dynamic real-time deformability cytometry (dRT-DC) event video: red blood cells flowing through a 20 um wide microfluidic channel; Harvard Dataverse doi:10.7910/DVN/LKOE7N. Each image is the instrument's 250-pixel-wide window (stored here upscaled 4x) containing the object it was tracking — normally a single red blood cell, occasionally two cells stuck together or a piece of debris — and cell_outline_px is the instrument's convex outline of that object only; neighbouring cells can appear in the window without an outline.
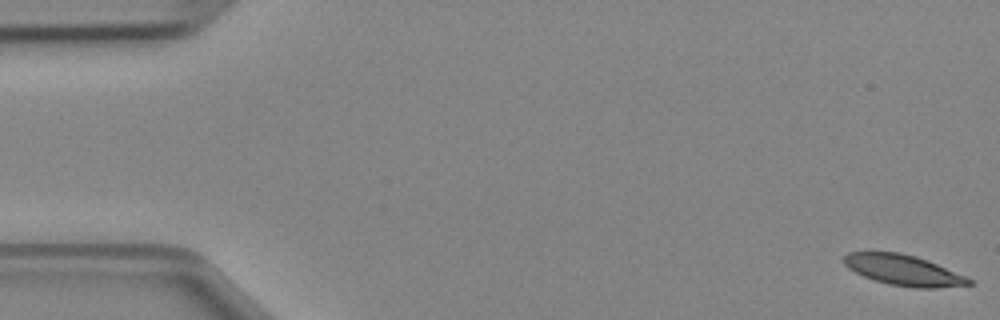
{"species": "Egyptian fruit bat (a non-hibernating species)", "species_latin": "Rousettus aegyptiacus", "temperature_condition": "cold", "stored_images_in_passage": 30, "camera_frame_rate_fps": 3000, "um_per_image_px": 0.085, "animal": {"sex": "female"}, "frame": {"image": 1, "passage_image": 1, "time_ms": 0.0, "image_size_px": [1000, 320], "cell_outline_px": [[972, 284], [936, 288], [916, 288], [888, 284], [864, 276], [848, 268], [844, 264], [844, 256], [848, 252], [900, 252], [916, 256], [936, 264], [964, 276], [972, 280]], "centroid_in_image_um": [76.76, 22.96], "position_along_channel_um": 8.2, "area_um2": 21.91}}
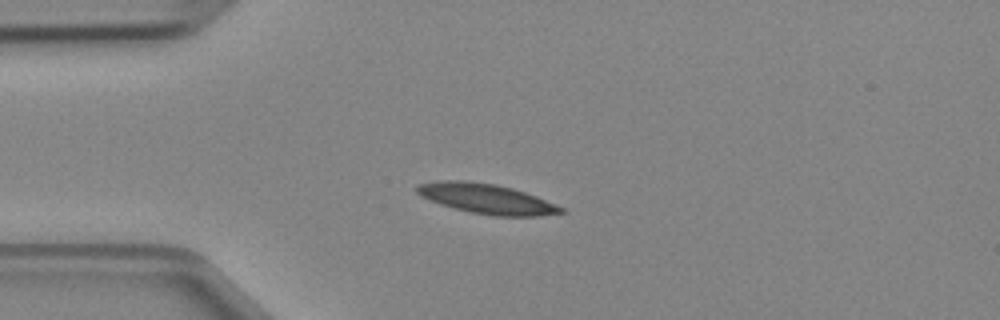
{"frame": {"image": 2, "passage_image": 12, "time_ms": 3.667, "image_size_px": [1000, 320], "cell_outline_px": [[564, 212], [540, 216], [492, 216], [472, 212], [440, 204], [420, 196], [416, 192], [416, 184], [436, 180], [468, 180], [496, 184], [512, 188], [536, 196], [564, 208]], "centroid_in_image_um": [41.31, 16.87], "position_along_channel_um": 43.7, "area_um2": 25.14}}
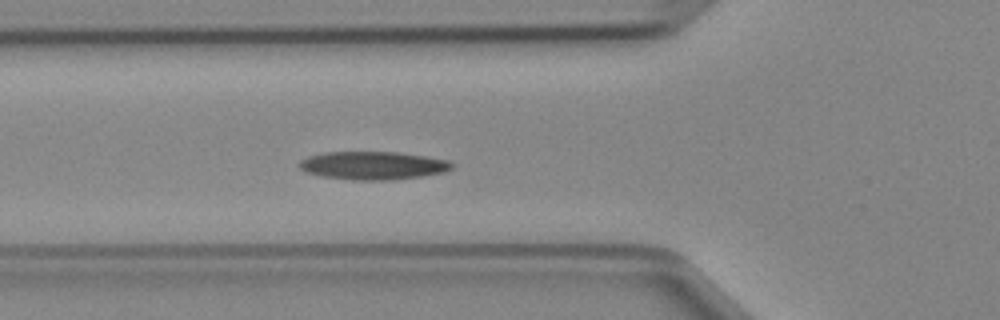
{"frame": {"image": 3, "passage_image": 17, "time_ms": 5.333, "image_size_px": [1000, 320], "cell_outline_px": [[452, 168], [444, 172], [420, 176], [392, 180], [352, 180], [320, 176], [308, 172], [300, 168], [300, 160], [308, 156], [324, 152], [396, 152], [424, 156], [448, 160], [452, 164]], "centroid_in_image_um": [31.68, 14.07], "position_along_channel_um": 94.1, "area_um2": 24.85}}